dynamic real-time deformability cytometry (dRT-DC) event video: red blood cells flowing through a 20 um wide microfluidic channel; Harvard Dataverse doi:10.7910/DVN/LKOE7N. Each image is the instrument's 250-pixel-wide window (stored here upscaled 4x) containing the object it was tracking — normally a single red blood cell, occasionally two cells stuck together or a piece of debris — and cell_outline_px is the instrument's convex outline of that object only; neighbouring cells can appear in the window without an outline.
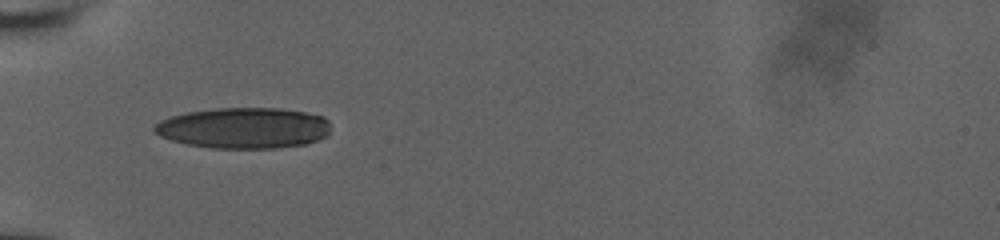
{"species": "human", "species_latin": "Homo sapiens", "temperature_condition": "room temperature", "stored_images_in_passage": 34, "camera_frame_rate_fps": 3000, "um_per_image_px": 0.085, "donor": {"sex": "male"}, "frame": {"image": 1, "passage_image": 1, "time_ms": 0.0, "image_size_px": [1000, 240], "cell_outline_px": [[328, 132], [324, 136], [316, 140], [304, 144], [276, 148], [212, 148], [188, 144], [172, 140], [160, 136], [152, 128], [160, 120], [172, 116], [188, 112], [216, 108], [280, 108], [304, 112], [324, 116], [328, 120]], "centroid_in_image_um": [20.71, 10.87], "position_along_channel_um": 64.3, "area_um2": 41.73}}
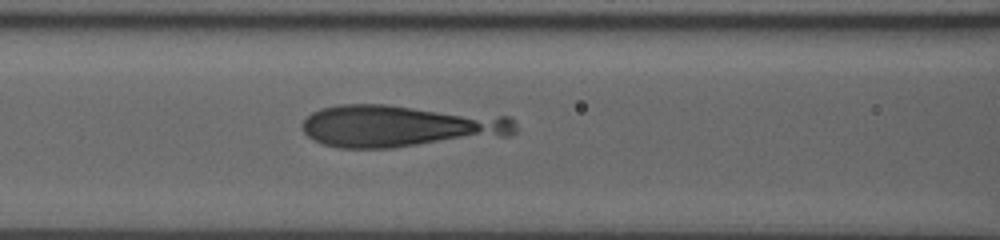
{"frame": {"image": 2, "passage_image": 7, "time_ms": 2.0, "image_size_px": [1000, 240], "cell_outline_px": [[516, 132], [508, 136], [392, 148], [340, 148], [324, 144], [312, 140], [304, 132], [300, 124], [312, 112], [320, 108], [340, 104], [388, 104], [512, 116], [516, 124]], "centroid_in_image_um": [34.04, 10.71], "position_along_channel_um": 132.6, "area_um2": 53.12}}